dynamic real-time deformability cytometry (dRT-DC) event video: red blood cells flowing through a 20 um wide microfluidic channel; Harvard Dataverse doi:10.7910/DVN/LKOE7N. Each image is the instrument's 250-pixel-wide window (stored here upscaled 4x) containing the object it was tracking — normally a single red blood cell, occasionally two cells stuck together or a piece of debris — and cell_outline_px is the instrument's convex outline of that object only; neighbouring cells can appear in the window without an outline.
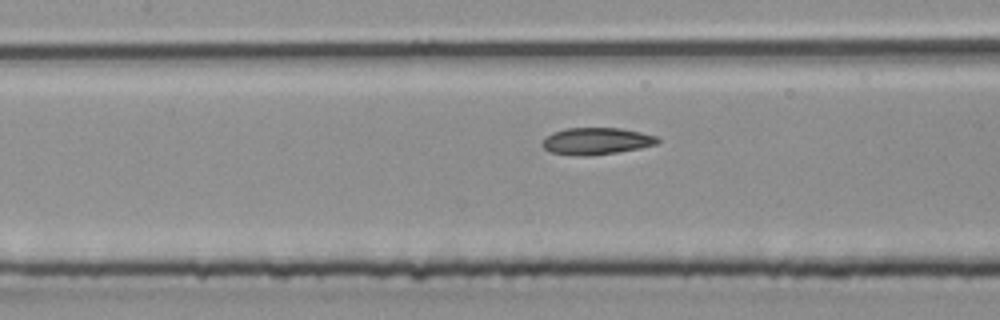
{"species": "common noctule bat (a hibernating species)", "species_latin": "Nyctalus noctula", "temperature_condition": "room temperature", "stored_images_in_passage": 20, "camera_frame_rate_fps": 3000, "um_per_image_px": 0.085, "animal": {"sex": "male", "body_mass_g": 20.4}, "frame": {"image": 1, "passage_image": 15, "time_ms": 4.667, "image_size_px": [1000, 320], "cell_outline_px": [[660, 140], [656, 144], [640, 148], [616, 152], [588, 156], [576, 156], [548, 152], [540, 144], [552, 132], [564, 128], [620, 128], [640, 132], [656, 136]], "centroid_in_image_um": [50.65, 12.0], "position_along_channel_um": 156.7, "area_um2": 18.09}}